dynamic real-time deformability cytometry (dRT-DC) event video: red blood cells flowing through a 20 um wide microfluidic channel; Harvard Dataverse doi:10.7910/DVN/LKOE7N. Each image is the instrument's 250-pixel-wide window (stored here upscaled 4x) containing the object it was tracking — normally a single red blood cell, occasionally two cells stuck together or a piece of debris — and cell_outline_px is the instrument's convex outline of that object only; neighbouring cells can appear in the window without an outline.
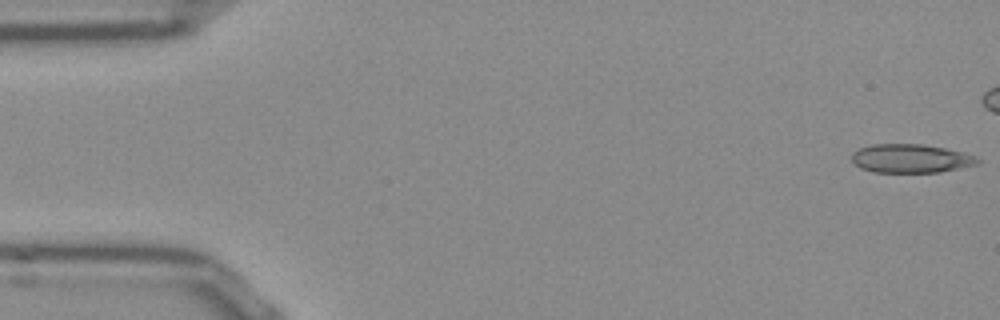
{"species": "Egyptian fruit bat (a non-hibernating species)", "species_latin": "Rousettus aegyptiacus", "temperature_condition": "room temperature", "stored_images_in_passage": 45, "camera_frame_rate_fps": 3000, "um_per_image_px": 0.085, "frame": {"image": 1, "passage_image": 1, "time_ms": 0.0, "image_size_px": [1000, 320], "cell_outline_px": [[980, 160], [976, 164], [960, 168], [940, 172], [872, 172], [860, 168], [852, 160], [852, 152], [860, 148], [872, 144], [924, 144], [964, 152]], "centroid_in_image_um": [77.38, 13.47], "position_along_channel_um": 7.6, "area_um2": 20.92}}
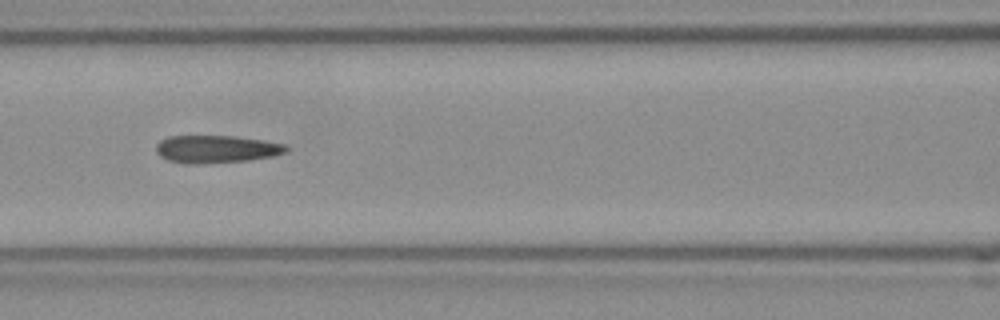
{"frame": {"image": 2, "passage_image": 22, "time_ms": 7.0, "image_size_px": [1000, 320], "cell_outline_px": [[288, 152], [272, 156], [248, 160], [196, 164], [184, 164], [168, 160], [160, 156], [156, 152], [156, 144], [160, 140], [168, 136], [232, 136], [264, 140], [288, 144]], "centroid_in_image_um": [18.39, 12.67], "position_along_channel_um": 148.2, "area_um2": 21.1}}
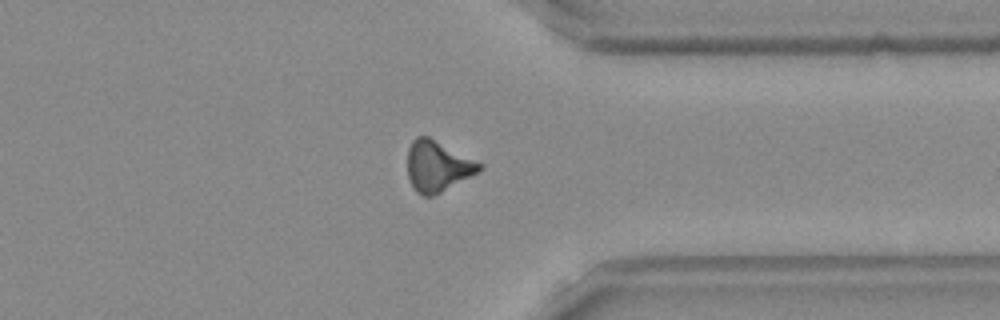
{"frame": {"image": 3, "passage_image": 40, "time_ms": 13.0, "image_size_px": [1000, 320], "cell_outline_px": [[484, 168], [440, 192], [432, 196], [424, 196], [416, 192], [408, 176], [408, 148], [412, 140], [416, 136], [428, 136], [484, 164]], "centroid_in_image_um": [37.18, 14.1], "position_along_channel_um": 374.2, "area_um2": 20.98}, "authors_computed_cell_mechanics": {"area_um2": 21.097, "velocity_mm_per_s": 3.8624, "shape_relaxation_time_tau1_ms": null, "shape_relaxation_time_tau2_ms": 5.8932, "deformation_change_tau1": null, "deformation_change_tau2": 0.1726}}